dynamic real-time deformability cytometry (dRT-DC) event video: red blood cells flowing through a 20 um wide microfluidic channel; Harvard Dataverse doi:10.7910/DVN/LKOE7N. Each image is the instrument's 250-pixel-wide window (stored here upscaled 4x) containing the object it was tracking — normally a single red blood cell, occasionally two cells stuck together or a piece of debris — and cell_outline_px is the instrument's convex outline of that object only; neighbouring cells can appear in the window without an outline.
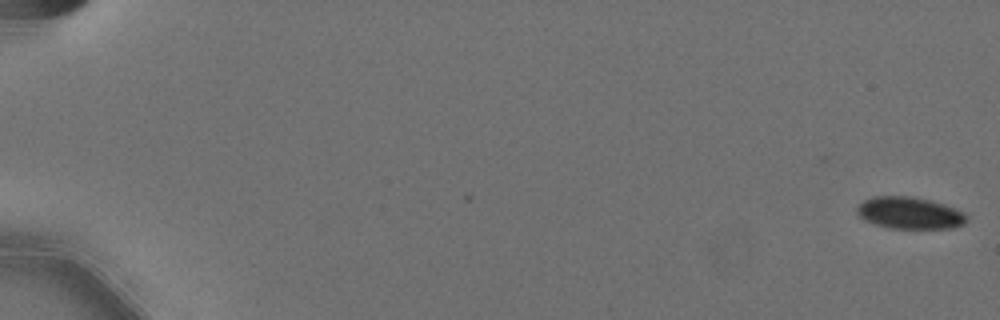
{"species": "Egyptian fruit bat (a non-hibernating species)", "species_latin": "Rousettus aegyptiacus", "temperature_condition": "cold", "stored_images_in_passage": 60, "camera_frame_rate_fps": 3000, "um_per_image_px": 0.085, "animal": {"sex": "female"}, "frame": {"image": 1, "passage_image": 1, "time_ms": 0.0, "image_size_px": [1000, 320], "cell_outline_px": [[964, 224], [952, 228], [888, 228], [864, 220], [856, 212], [856, 208], [864, 200], [876, 196], [912, 196], [944, 204], [964, 212]], "centroid_in_image_um": [77.28, 18.1], "position_along_channel_um": 7.7, "area_um2": 20.11}}
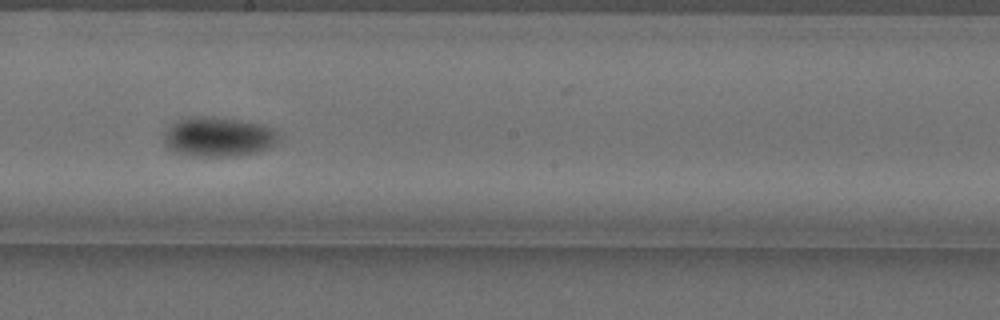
{"frame": {"image": 2, "passage_image": 35, "time_ms": 11.333, "image_size_px": [1000, 320], "cell_outline_px": [[280, 140], [276, 144], [268, 148], [256, 152], [240, 156], [192, 156], [172, 152], [164, 144], [164, 136], [168, 128], [172, 124], [188, 116], [212, 116], [240, 120], [260, 124], [272, 128], [280, 136]], "centroid_in_image_um": [18.56, 11.64], "position_along_channel_um": 229.6, "area_um2": 26.76}}
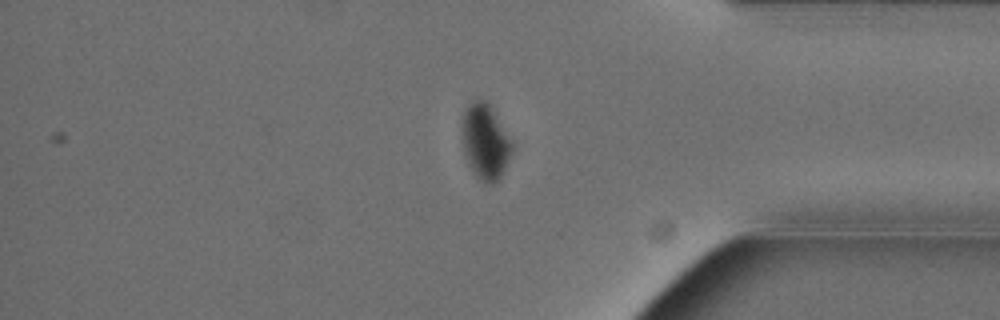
{"frame": {"image": 3, "passage_image": 50, "time_ms": 16.333, "image_size_px": [1000, 320], "cell_outline_px": [[512, 152], [504, 172], [492, 184], [484, 184], [472, 172], [464, 156], [460, 124], [464, 108], [472, 100], [484, 100], [488, 104], [512, 140]], "centroid_in_image_um": [41.2, 12.06], "position_along_channel_um": 394.0, "area_um2": 22.25}, "authors_computed_cell_mechanics": {"area_um2": 22.7732, "velocity_mm_per_s": 3.579, "shape_relaxation_time_tau1_ms": 5.2514, "shape_relaxation_time_tau2_ms": null, "deformation_change_tau1": 0.103, "deformation_change_tau2": null}}